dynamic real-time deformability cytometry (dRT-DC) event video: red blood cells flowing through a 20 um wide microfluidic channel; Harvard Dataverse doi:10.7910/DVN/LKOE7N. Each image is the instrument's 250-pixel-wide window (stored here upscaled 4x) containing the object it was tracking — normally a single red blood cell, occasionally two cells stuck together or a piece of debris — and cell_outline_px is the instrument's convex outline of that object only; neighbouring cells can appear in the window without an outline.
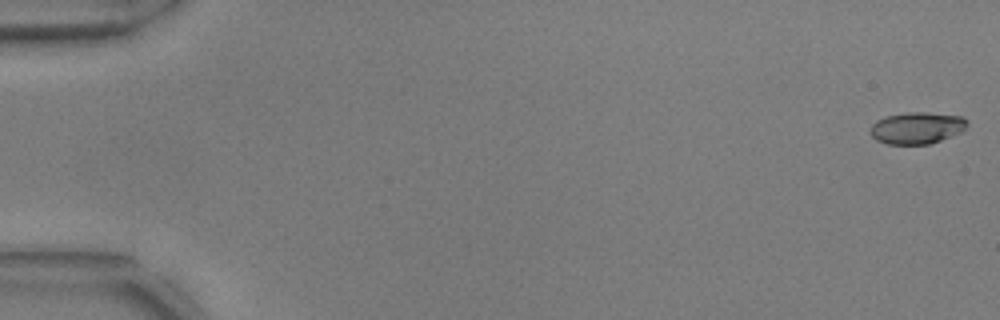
{"species": "common noctule bat (a hibernating species)", "species_latin": "Nyctalus noctula", "temperature_condition": "warm", "stored_images_in_passage": 53, "camera_frame_rate_fps": 3000, "um_per_image_px": 0.085, "animal": {"sex": "male", "body_mass_g": 17.9, "forearm_length_mm": 54.2}, "frame": {"image": 1, "passage_image": 1, "time_ms": 0.0, "image_size_px": [1000, 320], "cell_outline_px": [[968, 124], [964, 132], [928, 144], [888, 144], [876, 140], [868, 132], [872, 124], [876, 120], [884, 116], [908, 112], [928, 112], [960, 116], [968, 120]], "centroid_in_image_um": [77.93, 10.87], "position_along_channel_um": 7.1, "area_um2": 18.21}}
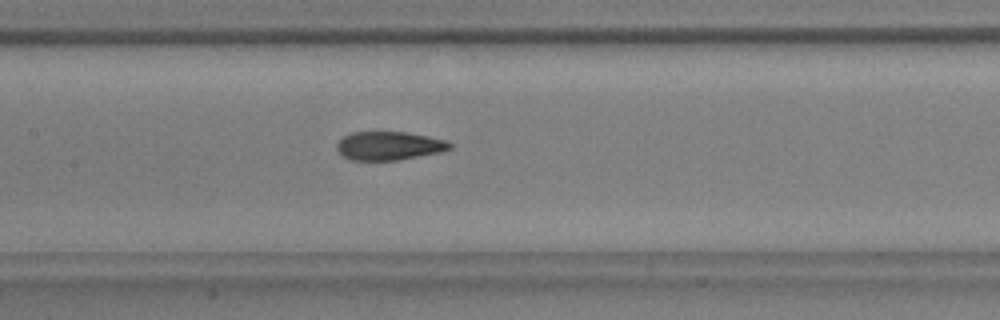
{"frame": {"image": 2, "passage_image": 27, "time_ms": 8.667, "image_size_px": [1000, 320], "cell_outline_px": [[452, 148], [440, 152], [396, 160], [352, 160], [344, 156], [336, 148], [336, 144], [344, 136], [352, 132], [408, 132], [428, 136], [444, 140], [452, 144]], "centroid_in_image_um": [33.07, 12.38], "position_along_channel_um": 174.3, "area_um2": 18.61}}
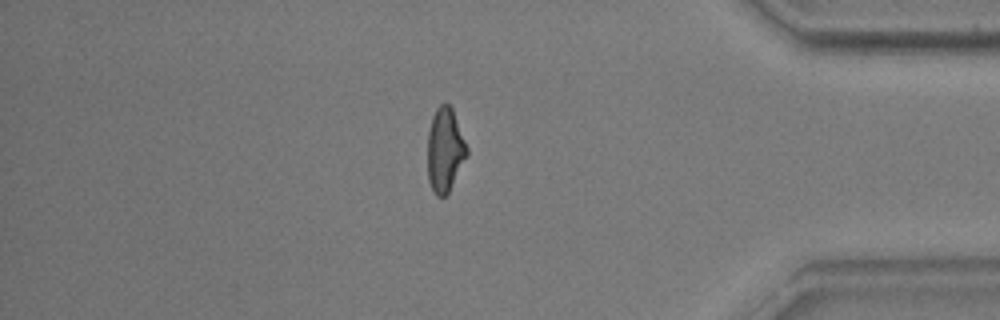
{"frame": {"image": 3, "passage_image": 47, "time_ms": 15.333, "image_size_px": [1000, 320], "cell_outline_px": [[468, 156], [448, 192], [444, 196], [436, 196], [432, 192], [428, 180], [428, 132], [432, 116], [436, 108], [440, 104], [448, 104], [452, 108], [468, 148]], "centroid_in_image_um": [37.82, 12.76], "position_along_channel_um": 397.4, "area_um2": 19.31}}